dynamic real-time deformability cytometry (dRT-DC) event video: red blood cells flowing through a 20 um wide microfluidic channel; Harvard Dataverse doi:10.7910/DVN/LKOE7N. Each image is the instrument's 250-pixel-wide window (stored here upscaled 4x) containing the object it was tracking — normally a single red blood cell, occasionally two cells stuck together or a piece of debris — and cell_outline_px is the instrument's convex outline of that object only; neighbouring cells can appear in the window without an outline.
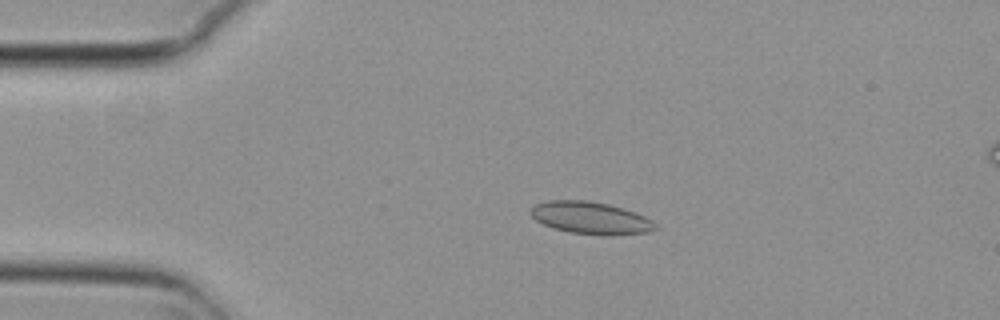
{"species": "common noctule bat (a hibernating species)", "species_latin": "Nyctalus noctula", "temperature_condition": "cold", "stored_images_in_passage": 6, "camera_frame_rate_fps": 3000, "um_per_image_px": 0.085, "animal": {"sex": "female", "body_mass_g": 29.2, "forearm_length_mm": 56.3}, "frame": {"image": 1, "passage_image": 4, "time_ms": 1.0, "image_size_px": [1000, 320], "cell_outline_px": [[660, 228], [648, 232], [612, 236], [604, 236], [568, 232], [552, 228], [536, 220], [528, 212], [536, 204], [548, 200], [584, 200], [608, 204], [636, 212], [652, 220]], "centroid_in_image_um": [50.23, 18.54], "position_along_channel_um": 34.8, "area_um2": 23.7}}